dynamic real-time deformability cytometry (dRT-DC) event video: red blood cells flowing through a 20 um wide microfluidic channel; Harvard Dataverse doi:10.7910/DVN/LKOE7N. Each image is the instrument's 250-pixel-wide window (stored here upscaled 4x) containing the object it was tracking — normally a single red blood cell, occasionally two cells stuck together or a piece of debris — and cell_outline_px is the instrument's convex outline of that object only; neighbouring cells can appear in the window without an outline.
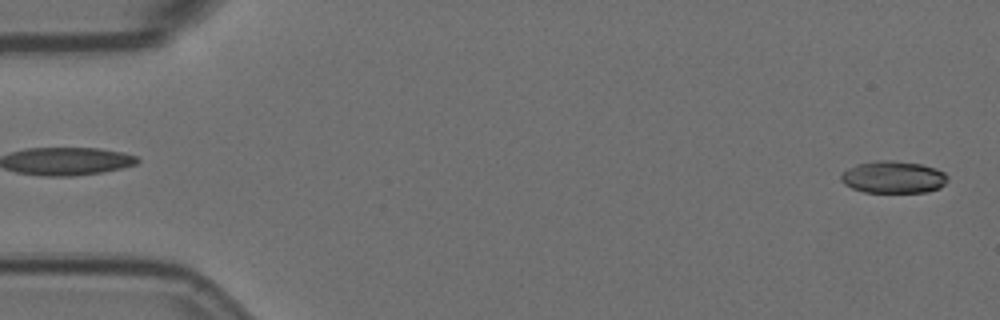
{"species": "Egyptian fruit bat (a non-hibernating species)", "species_latin": "Rousettus aegyptiacus", "temperature_condition": "room temperature", "stored_images_in_passage": 3, "segment_of_instrument_passage": [2, 2], "camera_frame_rate_fps": 3000, "um_per_image_px": 0.085, "animal": {"sex": "female"}, "frame": {"image": 1, "passage_image": 3, "time_ms": 0.667, "image_size_px": [1000, 320], "cell_outline_px": [[948, 180], [940, 188], [924, 192], [864, 192], [852, 188], [844, 184], [840, 180], [840, 176], [844, 172], [856, 164], [876, 160], [896, 160], [920, 164], [936, 168], [944, 172], [948, 176]], "centroid_in_image_um": [75.94, 15.05], "position_along_channel_um": 9.1, "area_um2": 20.06}}